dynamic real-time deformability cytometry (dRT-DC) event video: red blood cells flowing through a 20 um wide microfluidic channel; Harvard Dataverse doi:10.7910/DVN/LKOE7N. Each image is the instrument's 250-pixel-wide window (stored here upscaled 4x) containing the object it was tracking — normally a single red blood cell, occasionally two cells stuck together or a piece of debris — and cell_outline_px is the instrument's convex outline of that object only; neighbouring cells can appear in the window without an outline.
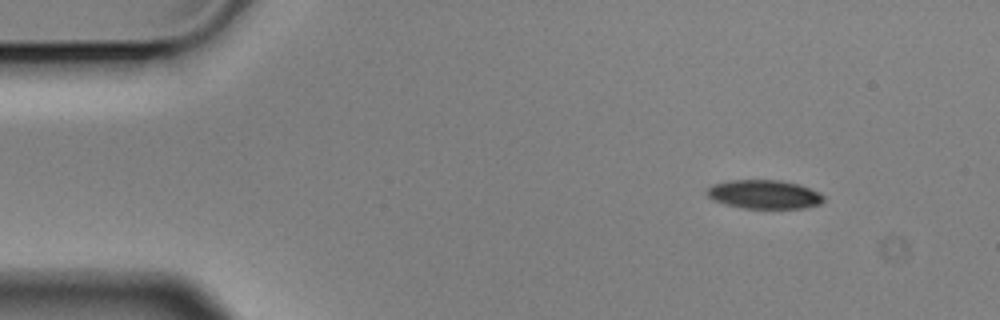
{"species": "Egyptian fruit bat (a non-hibernating species)", "species_latin": "Rousettus aegyptiacus", "temperature_condition": "cold", "stored_images_in_passage": 8, "camera_frame_rate_fps": 3000, "um_per_image_px": 0.085, "animal": {"sex": "male"}, "frame": {"image": 1, "passage_image": 1, "time_ms": 0.0, "image_size_px": [1000, 320], "cell_outline_px": [[824, 200], [820, 204], [804, 208], [744, 208], [728, 204], [716, 200], [708, 196], [708, 188], [712, 184], [728, 180], [780, 180], [800, 184], [820, 192], [824, 196]], "centroid_in_image_um": [65.02, 16.51], "position_along_channel_um": 20.0, "area_um2": 19.48}}
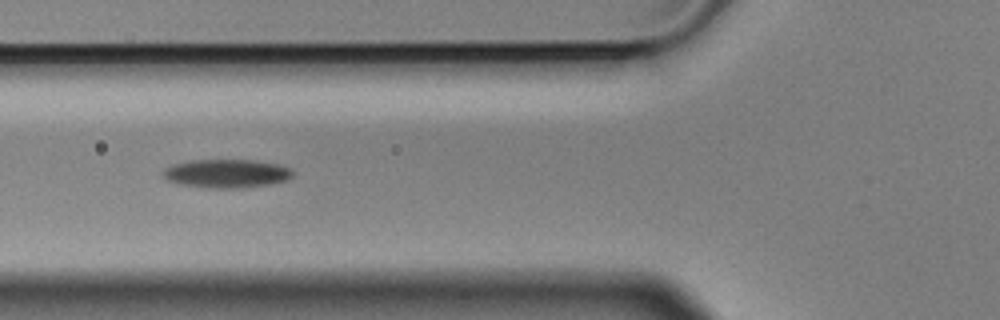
{"frame": {"image": 2, "passage_image": 5, "time_ms": 1.333, "image_size_px": [1000, 320], "cell_outline_px": [[292, 176], [288, 180], [268, 184], [240, 188], [208, 188], [180, 184], [168, 180], [164, 176], [164, 168], [172, 164], [192, 160], [252, 160], [280, 164], [288, 168], [292, 172]], "centroid_in_image_um": [19.25, 14.74], "position_along_channel_um": 106.5, "area_um2": 21.44}}
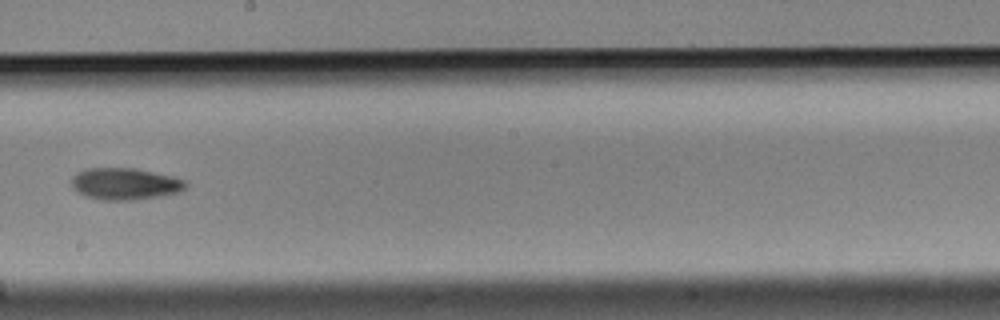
{"frame": {"image": 3, "passage_image": 8, "time_ms": 2.333, "image_size_px": [1000, 320], "cell_outline_px": [[188, 184], [180, 192], [160, 196], [136, 200], [104, 200], [84, 196], [72, 188], [72, 176], [76, 172], [88, 168], [136, 168], [172, 176], [188, 180]], "centroid_in_image_um": [10.64, 15.62], "position_along_channel_um": 237.6, "area_um2": 21.39}}